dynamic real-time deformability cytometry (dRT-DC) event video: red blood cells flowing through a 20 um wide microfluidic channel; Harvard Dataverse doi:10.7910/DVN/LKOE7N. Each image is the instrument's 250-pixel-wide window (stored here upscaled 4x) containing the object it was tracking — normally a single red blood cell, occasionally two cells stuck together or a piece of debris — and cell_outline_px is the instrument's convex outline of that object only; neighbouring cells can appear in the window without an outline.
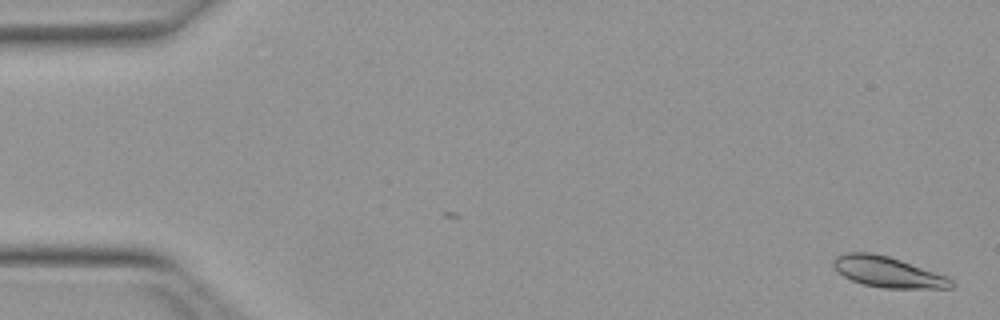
{"species": "Egyptian fruit bat (a non-hibernating species)", "species_latin": "Rousettus aegyptiacus", "temperature_condition": "warm", "stored_images_in_passage": 13, "camera_frame_rate_fps": 3000, "um_per_image_px": 0.085, "animal": {"sex": "female"}, "frame": {"image": 1, "passage_image": 2, "time_ms": 0.333, "image_size_px": [1000, 320], "cell_outline_px": [[956, 284], [952, 288], [884, 288], [864, 284], [852, 280], [836, 272], [832, 264], [832, 260], [836, 256], [844, 252], [868, 252], [888, 256], [948, 276]], "centroid_in_image_um": [75.45, 23.11], "position_along_channel_um": 9.6, "area_um2": 21.15}}